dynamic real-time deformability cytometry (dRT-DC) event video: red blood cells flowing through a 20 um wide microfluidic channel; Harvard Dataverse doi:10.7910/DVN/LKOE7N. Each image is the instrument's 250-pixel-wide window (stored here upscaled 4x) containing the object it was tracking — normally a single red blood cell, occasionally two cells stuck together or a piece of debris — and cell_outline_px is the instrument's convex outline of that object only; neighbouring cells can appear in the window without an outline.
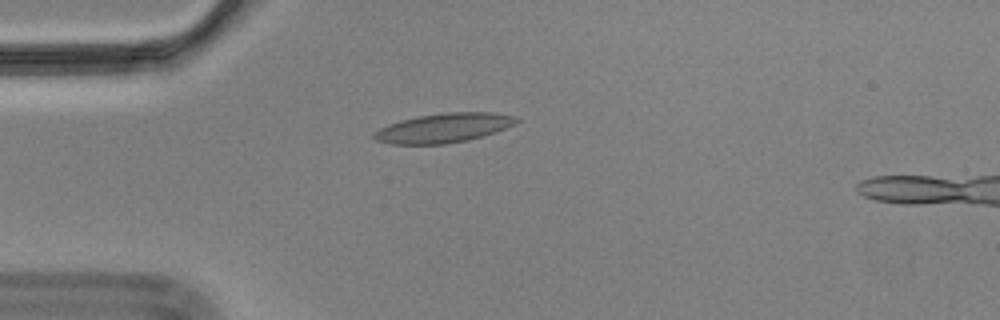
{"species": "Egyptian fruit bat (a non-hibernating species)", "species_latin": "Rousettus aegyptiacus", "temperature_condition": "cold", "stored_images_in_passage": 43, "camera_frame_rate_fps": 3000, "um_per_image_px": 0.085, "animal": {"sex": "male"}, "frame": {"image": 1, "passage_image": 1, "time_ms": 0.0, "image_size_px": [1000, 320], "cell_outline_px": [[520, 120], [496, 132], [484, 136], [468, 140], [444, 144], [388, 144], [376, 140], [372, 136], [372, 132], [388, 124], [400, 120], [416, 116], [444, 112], [492, 112], [512, 116]], "centroid_in_image_um": [37.65, 10.87], "position_along_channel_um": 47.4, "area_um2": 24.39}}
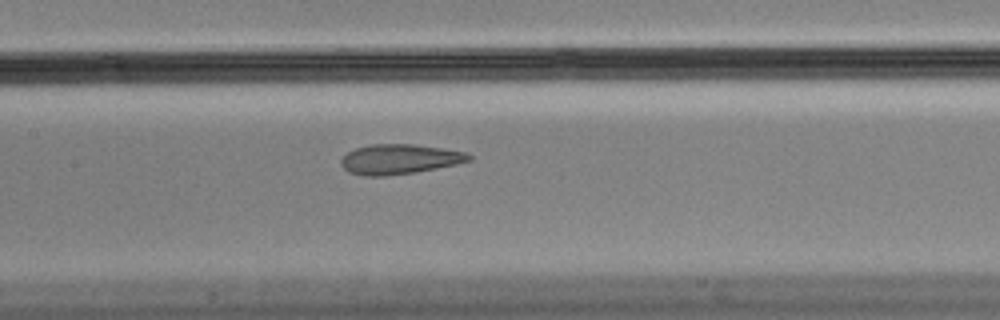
{"frame": {"image": 2, "passage_image": 13, "time_ms": 4.0, "image_size_px": [1000, 320], "cell_outline_px": [[472, 160], [456, 164], [416, 172], [384, 176], [364, 176], [348, 172], [340, 164], [340, 160], [348, 152], [356, 148], [372, 144], [412, 144], [440, 148], [464, 152], [472, 156]], "centroid_in_image_um": [33.92, 13.54], "position_along_channel_um": 173.5, "area_um2": 22.14}}
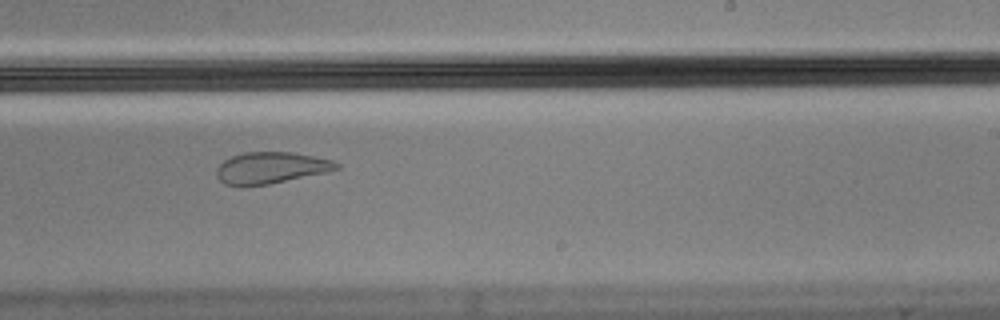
{"frame": {"image": 3, "passage_image": 21, "time_ms": 6.667, "image_size_px": [1000, 320], "cell_outline_px": [[340, 168], [324, 172], [268, 184], [240, 188], [224, 184], [216, 176], [216, 168], [224, 160], [232, 156], [244, 152], [296, 152], [332, 160], [340, 164]], "centroid_in_image_um": [22.96, 14.27], "position_along_channel_um": 266.0, "area_um2": 22.2}}